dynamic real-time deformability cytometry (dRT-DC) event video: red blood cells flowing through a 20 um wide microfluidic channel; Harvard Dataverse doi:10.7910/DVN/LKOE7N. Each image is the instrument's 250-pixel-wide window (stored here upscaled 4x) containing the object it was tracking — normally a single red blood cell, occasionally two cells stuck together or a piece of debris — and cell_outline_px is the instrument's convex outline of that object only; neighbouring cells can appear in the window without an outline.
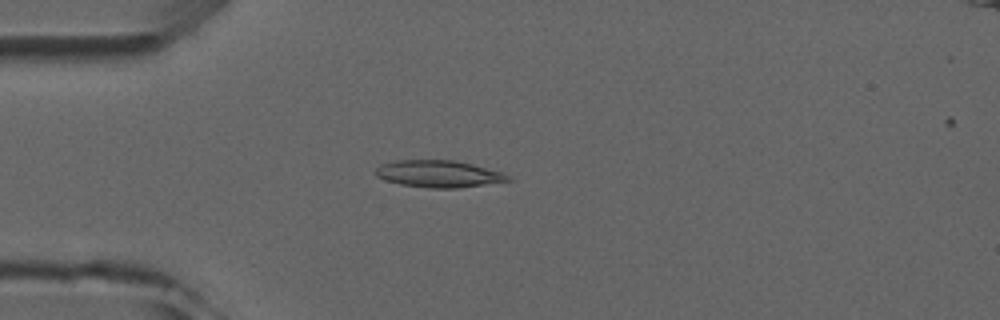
{"species": "common noctule bat (a hibernating species)", "species_latin": "Nyctalus noctula", "temperature_condition": "room temperature", "stored_images_in_passage": 5, "camera_frame_rate_fps": 3000, "um_per_image_px": 0.085, "animal": {"sex": "male", "forearm_length_mm": 52.5}, "frame": {"image": 1, "passage_image": 4, "time_ms": 3.667, "image_size_px": [1000, 320], "cell_outline_px": [[512, 180], [456, 188], [428, 188], [400, 184], [384, 180], [376, 176], [372, 172], [380, 164], [396, 160], [452, 160], [472, 164], [500, 172], [508, 176]], "centroid_in_image_um": [37.18, 14.77], "position_along_channel_um": 47.8, "area_um2": 20.69}}